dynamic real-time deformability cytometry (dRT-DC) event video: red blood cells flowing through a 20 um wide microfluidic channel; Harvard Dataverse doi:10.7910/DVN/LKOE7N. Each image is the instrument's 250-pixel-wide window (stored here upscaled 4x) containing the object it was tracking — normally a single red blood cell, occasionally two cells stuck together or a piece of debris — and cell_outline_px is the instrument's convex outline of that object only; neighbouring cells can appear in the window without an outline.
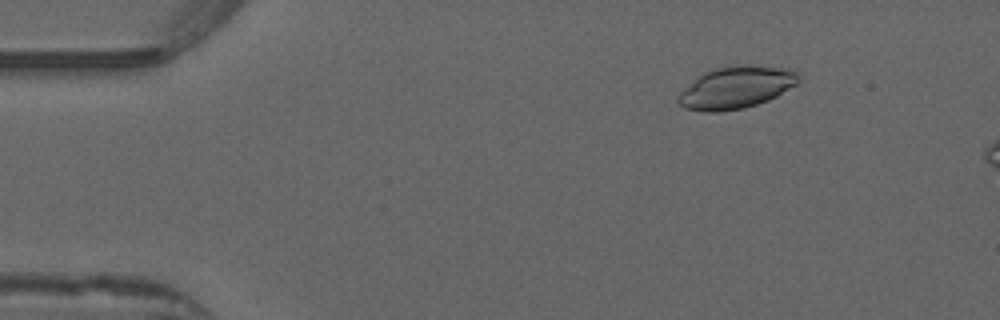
{"species": "common noctule bat (a hibernating species)", "species_latin": "Nyctalus noctula", "temperature_condition": "warm", "stored_images_in_passage": 12, "camera_frame_rate_fps": 3000, "um_per_image_px": 0.085, "animal": {"sex": "male", "forearm_length_mm": 52.5}, "frame": {"image": 1, "passage_image": 7, "time_ms": 2.0, "image_size_px": [1000, 320], "cell_outline_px": [[800, 80], [796, 84], [776, 96], [768, 100], [744, 108], [716, 112], [704, 112], [684, 108], [676, 100], [676, 96], [684, 88], [704, 72], [712, 68], [740, 64], [748, 64], [788, 68], [800, 72]], "centroid_in_image_um": [62.57, 7.42], "position_along_channel_um": 22.4, "area_um2": 29.82}}